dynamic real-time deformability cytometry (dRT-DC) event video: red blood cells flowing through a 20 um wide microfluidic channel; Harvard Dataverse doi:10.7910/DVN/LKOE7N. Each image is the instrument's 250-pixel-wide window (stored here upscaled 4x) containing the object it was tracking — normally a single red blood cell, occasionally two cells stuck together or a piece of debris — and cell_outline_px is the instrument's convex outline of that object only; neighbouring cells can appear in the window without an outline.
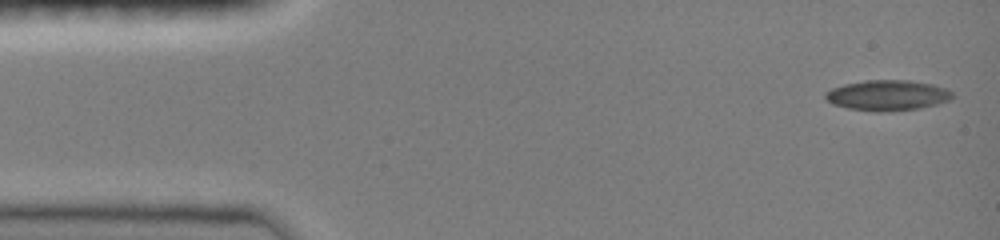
{"species": "common noctule bat (a hibernating species)", "species_latin": "Nyctalus noctula", "temperature_condition": "room temperature", "stored_images_in_passage": 18, "camera_frame_rate_fps": 3000, "um_per_image_px": 0.085, "animal": {"sex": "female", "body_mass_g": 19.0, "forearm_length_mm": 51.5}, "frame": {"image": 1, "passage_image": 1, "time_ms": 0.0, "image_size_px": [1000, 240], "cell_outline_px": [[952, 96], [948, 100], [936, 104], [920, 108], [888, 112], [872, 112], [848, 108], [832, 104], [824, 96], [824, 92], [832, 88], [844, 84], [864, 80], [908, 80], [932, 84], [944, 88], [952, 92]], "centroid_in_image_um": [75.38, 8.11], "position_along_channel_um": 9.6, "area_um2": 22.6}}
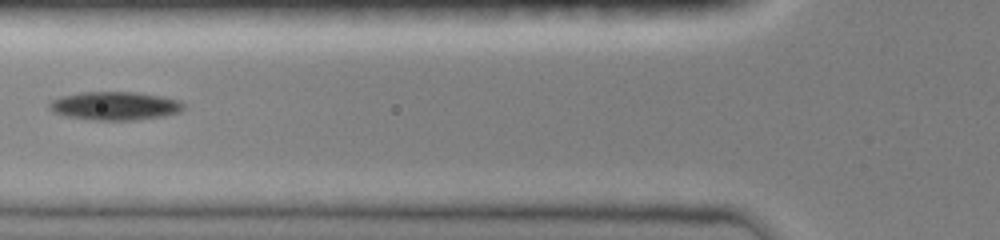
{"frame": {"image": 2, "passage_image": 13, "time_ms": 5.333, "image_size_px": [1000, 240], "cell_outline_px": [[184, 108], [180, 112], [164, 116], [136, 120], [92, 120], [64, 116], [52, 112], [48, 108], [48, 100], [60, 96], [80, 92], [136, 92], [160, 96], [180, 100], [184, 104]], "centroid_in_image_um": [9.71, 9.0], "position_along_channel_um": 116.1, "area_um2": 22.6}}
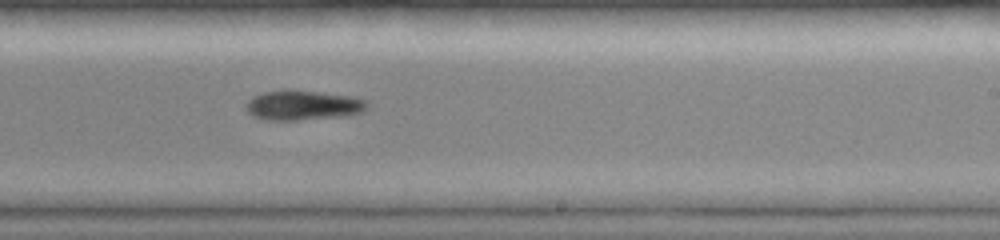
{"frame": {"image": 3, "passage_image": 18, "time_ms": 9.0, "image_size_px": [1000, 240], "cell_outline_px": [[368, 108], [364, 112], [348, 116], [296, 120], [264, 120], [252, 116], [248, 112], [248, 100], [252, 96], [264, 92], [316, 92], [352, 96], [368, 100]], "centroid_in_image_um": [25.84, 8.99], "position_along_channel_um": 263.2, "area_um2": 20.63}}